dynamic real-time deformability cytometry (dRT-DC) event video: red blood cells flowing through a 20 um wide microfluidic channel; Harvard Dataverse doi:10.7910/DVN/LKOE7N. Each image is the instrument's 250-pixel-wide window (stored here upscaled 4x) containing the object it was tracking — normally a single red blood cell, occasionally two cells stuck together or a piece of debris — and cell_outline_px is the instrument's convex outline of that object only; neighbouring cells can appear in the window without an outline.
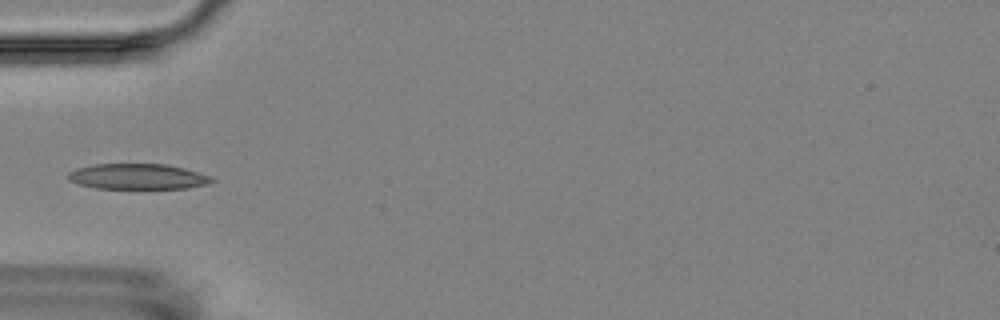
{"species": "Egyptian fruit bat (a non-hibernating species)", "species_latin": "Rousettus aegyptiacus", "temperature_condition": "room temperature", "stored_images_in_passage": 5, "camera_frame_rate_fps": 3000, "um_per_image_px": 0.085, "animal": {"sex": "female"}, "frame": {"image": 1, "passage_image": 5, "time_ms": 6.0, "image_size_px": [1000, 320], "cell_outline_px": [[216, 180], [208, 184], [188, 188], [96, 188], [80, 184], [68, 180], [68, 172], [76, 168], [96, 164], [168, 164], [184, 168], [208, 176]], "centroid_in_image_um": [11.69, 15.0], "position_along_channel_um": 73.3, "area_um2": 21.21}}